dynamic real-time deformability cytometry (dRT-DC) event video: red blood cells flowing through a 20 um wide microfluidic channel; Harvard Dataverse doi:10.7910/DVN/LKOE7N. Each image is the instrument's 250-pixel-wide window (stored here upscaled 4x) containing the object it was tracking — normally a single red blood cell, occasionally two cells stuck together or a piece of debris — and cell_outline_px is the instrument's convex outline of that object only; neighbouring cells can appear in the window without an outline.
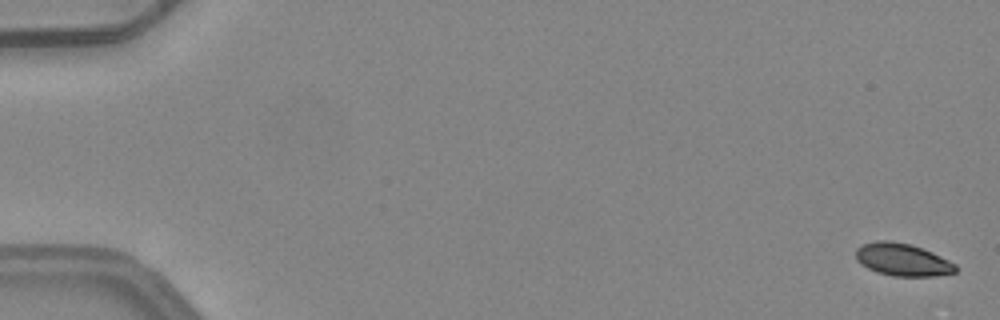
{"species": "common noctule bat (a hibernating species)", "species_latin": "Nyctalus noctula", "temperature_condition": "warm", "stored_images_in_passage": 5, "camera_frame_rate_fps": 3000, "um_per_image_px": 0.085, "animal": {"sex": "female", "body_mass_g": 24.6, "forearm_length_mm": 56.2}, "frame": {"image": 1, "passage_image": 1, "time_ms": 0.0, "image_size_px": [1000, 320], "cell_outline_px": [[956, 272], [936, 276], [892, 276], [876, 272], [860, 264], [856, 260], [856, 248], [864, 244], [880, 240], [888, 240], [912, 244], [932, 252], [956, 264]], "centroid_in_image_um": [76.7, 22.07], "position_along_channel_um": 8.3, "area_um2": 18.96}}